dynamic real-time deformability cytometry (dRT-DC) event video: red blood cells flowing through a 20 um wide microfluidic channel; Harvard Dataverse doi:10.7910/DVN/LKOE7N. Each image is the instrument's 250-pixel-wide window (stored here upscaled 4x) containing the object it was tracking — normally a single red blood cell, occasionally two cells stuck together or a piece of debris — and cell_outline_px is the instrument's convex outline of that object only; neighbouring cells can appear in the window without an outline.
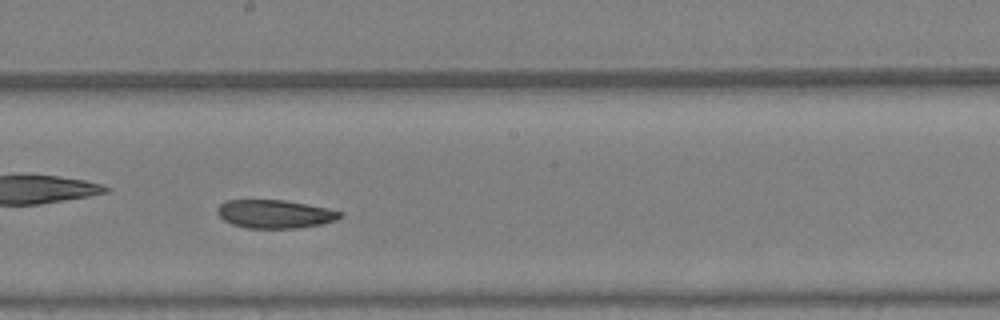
{"species": "Egyptian fruit bat (a non-hibernating species)", "species_latin": "Rousettus aegyptiacus", "temperature_condition": "warm", "stored_images_in_passage": 33, "camera_frame_rate_fps": 3000, "um_per_image_px": 0.085, "animal": {"sex": "female"}, "frame": {"image": 1, "passage_image": 15, "time_ms": 4.667, "image_size_px": [1000, 320], "cell_outline_px": [[344, 212], [336, 220], [320, 224], [296, 228], [248, 228], [232, 224], [224, 220], [216, 212], [216, 208], [220, 204], [228, 200], [284, 200], [328, 208]], "centroid_in_image_um": [23.35, 18.18], "position_along_channel_um": 224.9, "area_um2": 20.17}}